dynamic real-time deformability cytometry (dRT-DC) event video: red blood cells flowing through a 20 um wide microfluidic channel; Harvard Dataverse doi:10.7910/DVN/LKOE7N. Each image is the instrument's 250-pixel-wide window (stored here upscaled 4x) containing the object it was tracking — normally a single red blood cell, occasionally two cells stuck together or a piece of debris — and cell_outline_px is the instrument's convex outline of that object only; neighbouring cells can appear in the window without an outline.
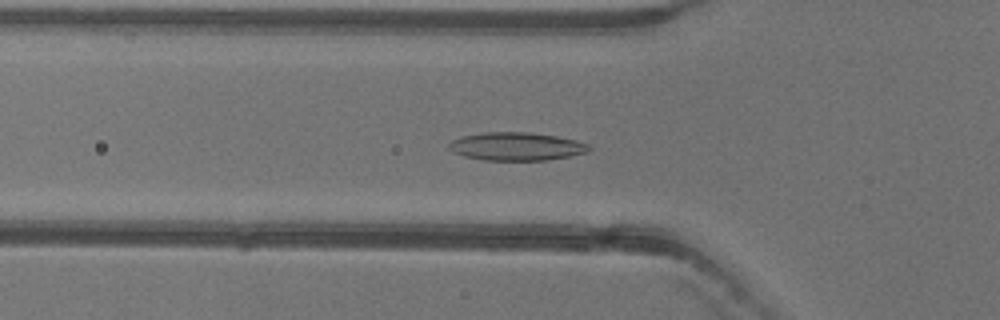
{"species": "common noctule bat (a hibernating species)", "species_latin": "Nyctalus noctula", "temperature_condition": "warm", "stored_images_in_passage": 53, "camera_frame_rate_fps": 3000, "um_per_image_px": 0.085, "animal": {"sex": "female"}, "frame": {"image": 1, "passage_image": 18, "time_ms": 5.667, "image_size_px": [1000, 320], "cell_outline_px": [[592, 148], [588, 152], [572, 156], [548, 160], [484, 160], [464, 156], [452, 152], [448, 148], [448, 144], [452, 140], [460, 136], [480, 132], [528, 132], [556, 136], [576, 140], [588, 144]], "centroid_in_image_um": [43.88, 12.44], "position_along_channel_um": 81.9, "area_um2": 23.24}}
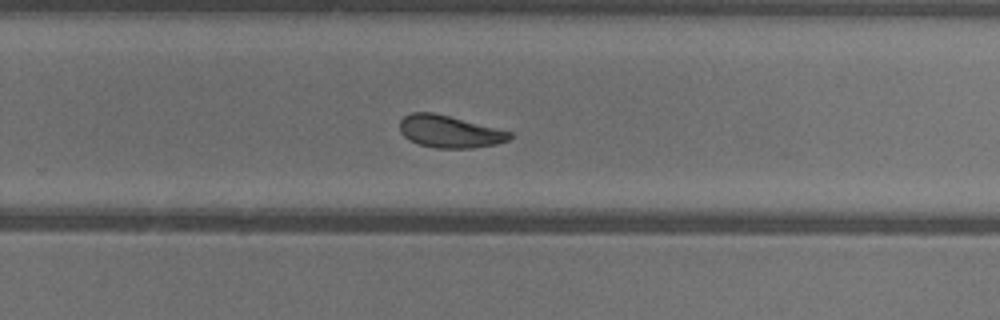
{"frame": {"image": 2, "passage_image": 34, "time_ms": 11.0, "image_size_px": [1000, 320], "cell_outline_px": [[512, 136], [508, 140], [496, 144], [472, 148], [436, 148], [420, 144], [408, 140], [400, 132], [400, 120], [404, 116], [412, 112], [432, 112], [512, 132]], "centroid_in_image_um": [38.18, 11.19], "position_along_channel_um": 291.6, "area_um2": 20.46}}
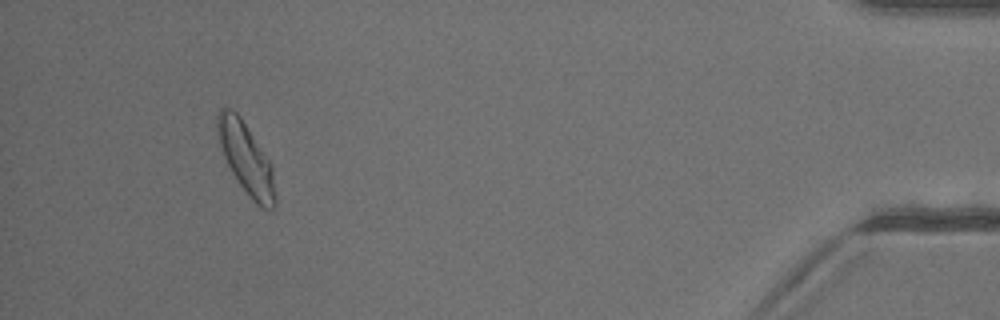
{"frame": {"image": 3, "passage_image": 49, "time_ms": 16.0, "image_size_px": [1000, 320], "cell_outline_px": [[276, 204], [268, 212], [256, 204], [248, 196], [232, 172], [224, 156], [220, 144], [216, 128], [216, 116], [220, 108], [232, 108], [240, 116], [272, 164], [276, 196]], "centroid_in_image_um": [20.93, 13.49], "position_along_channel_um": 414.3, "area_um2": 23.99}, "authors_computed_cell_mechanics": {"area_um2": 22.1374, "velocity_mm_per_s": 3.9286, "shape_relaxation_time_tau1_ms": 5.3997, "shape_relaxation_time_tau2_ms": null, "deformation_change_tau1": 0.1413, "deformation_change_tau2": null}}